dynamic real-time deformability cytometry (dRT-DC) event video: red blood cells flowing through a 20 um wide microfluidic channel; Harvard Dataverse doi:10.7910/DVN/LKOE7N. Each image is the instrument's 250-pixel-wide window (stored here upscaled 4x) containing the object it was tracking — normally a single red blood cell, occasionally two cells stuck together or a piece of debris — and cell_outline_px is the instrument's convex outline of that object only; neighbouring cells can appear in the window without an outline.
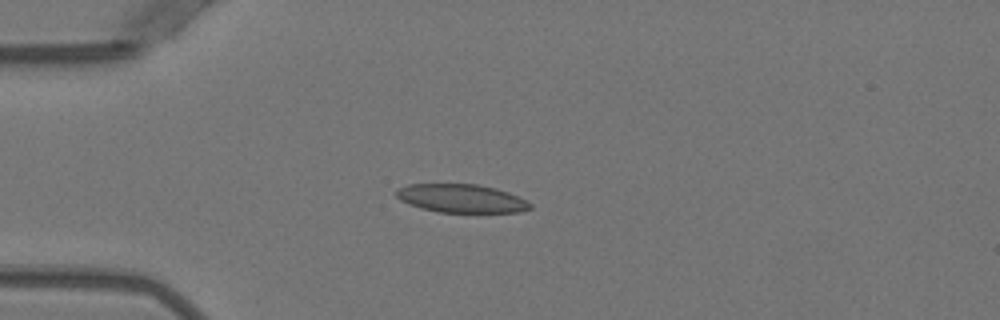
{"species": "Egyptian fruit bat (a non-hibernating species)", "species_latin": "Rousettus aegyptiacus", "temperature_condition": "warm", "stored_images_in_passage": 35, "camera_frame_rate_fps": 3000, "um_per_image_px": 0.085, "animal": {"sex": "female"}, "frame": {"image": 1, "passage_image": 1, "time_ms": 0.0, "image_size_px": [1000, 320], "cell_outline_px": [[532, 208], [520, 212], [440, 212], [420, 208], [408, 204], [400, 200], [396, 196], [396, 188], [408, 184], [476, 184], [496, 188], [508, 192], [532, 204]], "centroid_in_image_um": [39.18, 16.86], "position_along_channel_um": 45.8, "area_um2": 22.14}}
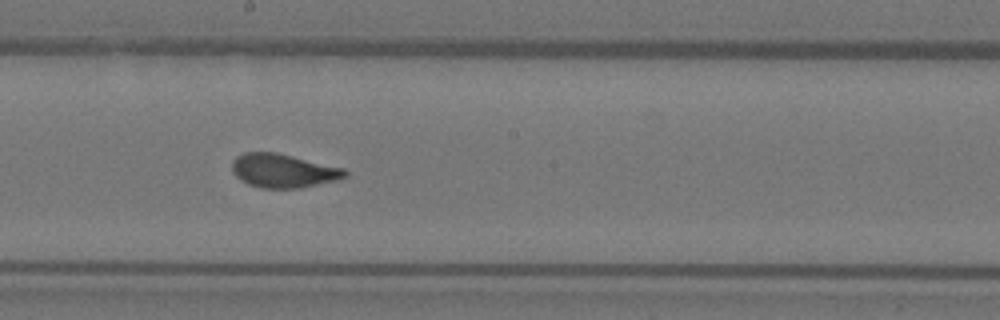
{"frame": {"image": 2, "passage_image": 16, "time_ms": 5.0, "image_size_px": [1000, 320], "cell_outline_px": [[348, 176], [336, 180], [300, 188], [260, 188], [248, 184], [240, 180], [232, 172], [232, 160], [236, 156], [244, 152], [276, 152], [344, 168], [348, 172]], "centroid_in_image_um": [24.05, 14.51], "position_along_channel_um": 224.1, "area_um2": 22.31}}
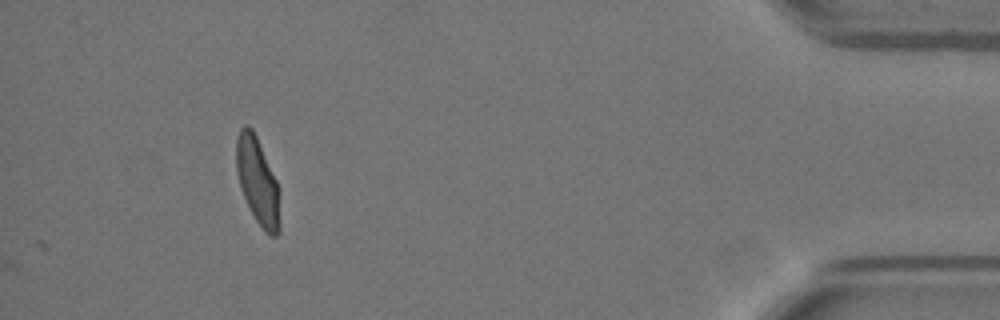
{"frame": {"image": 3, "passage_image": 35, "time_ms": 11.333, "image_size_px": [1000, 320], "cell_outline_px": [[280, 232], [276, 236], [272, 236], [256, 220], [240, 188], [236, 172], [236, 140], [240, 128], [244, 124], [248, 124], [252, 128], [256, 136], [280, 188]], "centroid_in_image_um": [21.91, 15.37], "position_along_channel_um": 413.3, "area_um2": 22.08}, "authors_computed_cell_mechanics": {"area_um2": 22.3108, "velocity_mm_per_s": 3.9386, "shape_relaxation_time_tau1_ms": 4.8505, "shape_relaxation_time_tau2_ms": null, "deformation_change_tau1": 0.1868, "deformation_change_tau2": null}}